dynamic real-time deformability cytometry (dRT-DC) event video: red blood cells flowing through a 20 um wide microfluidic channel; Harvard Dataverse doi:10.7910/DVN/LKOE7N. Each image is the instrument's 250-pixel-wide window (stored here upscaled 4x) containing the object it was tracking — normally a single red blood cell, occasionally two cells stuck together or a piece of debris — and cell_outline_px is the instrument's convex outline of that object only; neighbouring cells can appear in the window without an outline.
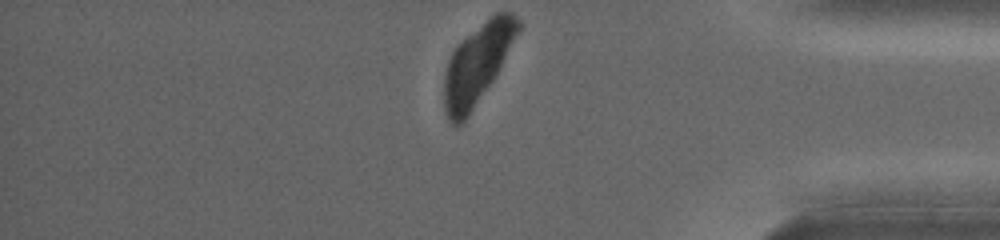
{"species": "common noctule bat (a hibernating species)", "species_latin": "Nyctalus noctula", "temperature_condition": "warm", "stored_images_in_passage": 25, "camera_frame_rate_fps": 5000, "um_per_image_px": 0.085, "animal": {"sex": "female", "body_mass_g": 19.0, "forearm_length_mm": 53.3}, "frame": {"image": 1, "passage_image": 25, "time_ms": 9.4, "image_size_px": [1000, 240], "cell_outline_px": [[520, 28], [492, 80], [468, 116], [460, 124], [452, 124], [448, 120], [444, 112], [444, 76], [448, 60], [452, 52], [468, 36], [496, 12], [512, 12], [520, 20]], "centroid_in_image_um": [40.54, 5.46], "position_along_channel_um": 394.7, "area_um2": 33.06}}